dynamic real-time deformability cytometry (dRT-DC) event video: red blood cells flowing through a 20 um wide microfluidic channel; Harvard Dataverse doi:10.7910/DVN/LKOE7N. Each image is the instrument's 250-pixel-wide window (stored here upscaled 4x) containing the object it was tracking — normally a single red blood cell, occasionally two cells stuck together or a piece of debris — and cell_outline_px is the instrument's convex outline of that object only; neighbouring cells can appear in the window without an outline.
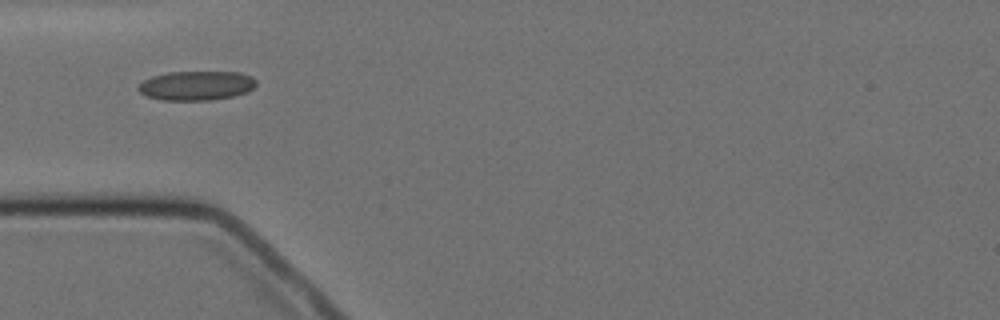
{"species": "Egyptian fruit bat (a non-hibernating species)", "species_latin": "Rousettus aegyptiacus", "temperature_condition": "cold", "stored_images_in_passage": 1, "camera_frame_rate_fps": 3000, "um_per_image_px": 0.085, "animal": {"sex": "female"}, "frame": {"image": 1, "passage_image": 1, "time_ms": 0.0, "image_size_px": [1000, 320], "cell_outline_px": [[256, 84], [248, 92], [232, 96], [212, 100], [160, 100], [148, 96], [140, 92], [136, 88], [144, 80], [152, 76], [168, 72], [240, 72], [252, 76], [256, 80]], "centroid_in_image_um": [16.7, 7.27], "position_along_channel_um": 68.3, "area_um2": 20.17}}